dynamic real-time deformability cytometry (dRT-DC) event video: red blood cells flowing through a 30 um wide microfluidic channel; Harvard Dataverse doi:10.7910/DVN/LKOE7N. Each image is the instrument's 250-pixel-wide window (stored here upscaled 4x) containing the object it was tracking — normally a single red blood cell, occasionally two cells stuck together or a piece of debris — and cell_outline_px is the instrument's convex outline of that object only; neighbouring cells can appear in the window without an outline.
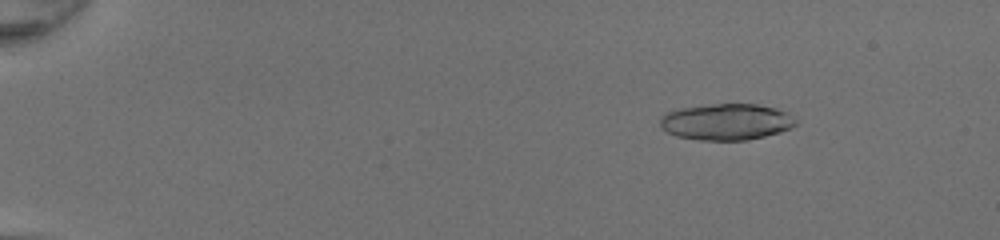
{"species": "common noctule bat (a hibernating species)", "species_latin": "Nyctalus noctula", "temperature_condition": "room temperature", "stored_images_in_passage": 50, "segment_of_instrument_passage": [1, 2], "camera_frame_rate_fps": 3000, "um_per_image_px": 0.085, "animal": {"sex": "female", "body_mass_g": 20.0, "forearm_length_mm": 54.0}, "frame": {"image": 1, "passage_image": 8, "time_ms": 2.333, "image_size_px": [1000, 240], "cell_outline_px": [[796, 124], [792, 128], [780, 132], [748, 140], [700, 140], [676, 136], [660, 128], [660, 116], [664, 112], [680, 108], [712, 104], [756, 104], [776, 108], [788, 112], [796, 120]], "centroid_in_image_um": [61.72, 10.35], "position_along_channel_um": 23.3, "area_um2": 28.96}}
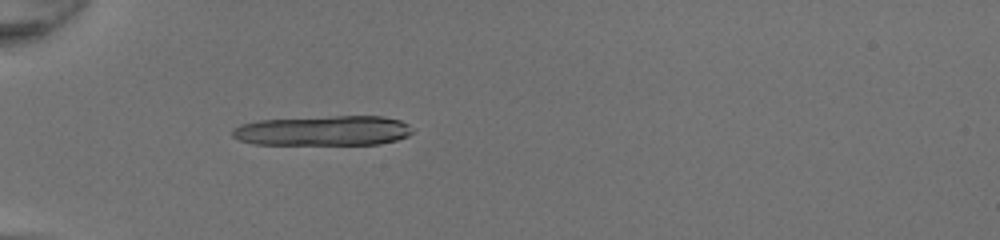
{"frame": {"image": 2, "passage_image": 18, "time_ms": 5.667, "image_size_px": [1000, 240], "cell_outline_px": [[416, 128], [408, 136], [396, 140], [380, 144], [256, 144], [240, 140], [232, 136], [232, 128], [240, 124], [256, 120], [336, 116], [384, 116], [400, 120]], "centroid_in_image_um": [27.51, 11.1], "position_along_channel_um": 57.5, "area_um2": 31.62}}